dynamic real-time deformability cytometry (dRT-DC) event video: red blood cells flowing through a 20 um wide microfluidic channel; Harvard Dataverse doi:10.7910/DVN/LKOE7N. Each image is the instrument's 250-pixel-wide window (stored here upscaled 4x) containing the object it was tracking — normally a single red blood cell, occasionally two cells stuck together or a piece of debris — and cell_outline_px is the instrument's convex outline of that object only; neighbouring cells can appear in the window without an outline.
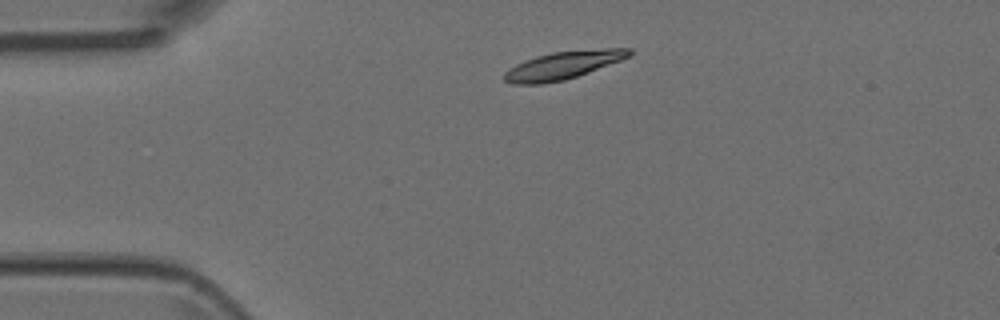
{"species": "Egyptian fruit bat (a non-hibernating species)", "species_latin": "Rousettus aegyptiacus", "temperature_condition": "room temperature", "stored_images_in_passage": 2, "camera_frame_rate_fps": 3000, "um_per_image_px": 0.085, "animal": {"sex": "female"}, "frame": {"image": 1, "passage_image": 1, "time_ms": 0.0, "image_size_px": [1000, 320], "cell_outline_px": [[632, 56], [576, 76], [564, 80], [540, 84], [512, 84], [504, 80], [504, 72], [516, 64], [524, 60], [536, 56], [552, 52], [604, 48], [632, 48]], "centroid_in_image_um": [47.86, 5.54], "position_along_channel_um": 37.1, "area_um2": 20.17}}